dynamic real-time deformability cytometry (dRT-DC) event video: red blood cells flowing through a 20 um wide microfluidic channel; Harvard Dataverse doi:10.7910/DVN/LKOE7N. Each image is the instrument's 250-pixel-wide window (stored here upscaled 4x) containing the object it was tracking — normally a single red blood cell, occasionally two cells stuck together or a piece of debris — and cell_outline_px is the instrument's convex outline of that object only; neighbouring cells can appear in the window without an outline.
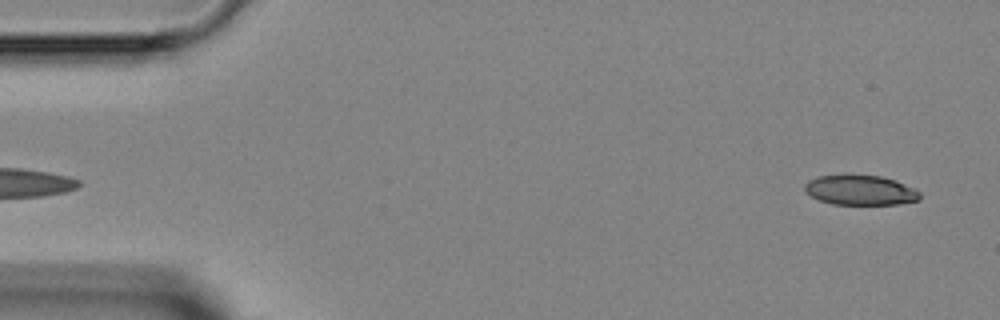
{"species": "Egyptian fruit bat (a non-hibernating species)", "species_latin": "Rousettus aegyptiacus", "temperature_condition": "room temperature", "stored_images_in_passage": 4, "segment_of_instrument_passage": [2, 2], "camera_frame_rate_fps": 3000, "um_per_image_px": 0.085, "animal": {"sex": "female"}, "frame": {"image": 1, "passage_image": 4, "time_ms": 3.333, "image_size_px": [1000, 320], "cell_outline_px": [[920, 200], [896, 204], [832, 204], [820, 200], [812, 196], [804, 188], [804, 184], [808, 180], [816, 176], [880, 176], [896, 180], [920, 192]], "centroid_in_image_um": [73.13, 16.17], "position_along_channel_um": 11.9, "area_um2": 19.65}}